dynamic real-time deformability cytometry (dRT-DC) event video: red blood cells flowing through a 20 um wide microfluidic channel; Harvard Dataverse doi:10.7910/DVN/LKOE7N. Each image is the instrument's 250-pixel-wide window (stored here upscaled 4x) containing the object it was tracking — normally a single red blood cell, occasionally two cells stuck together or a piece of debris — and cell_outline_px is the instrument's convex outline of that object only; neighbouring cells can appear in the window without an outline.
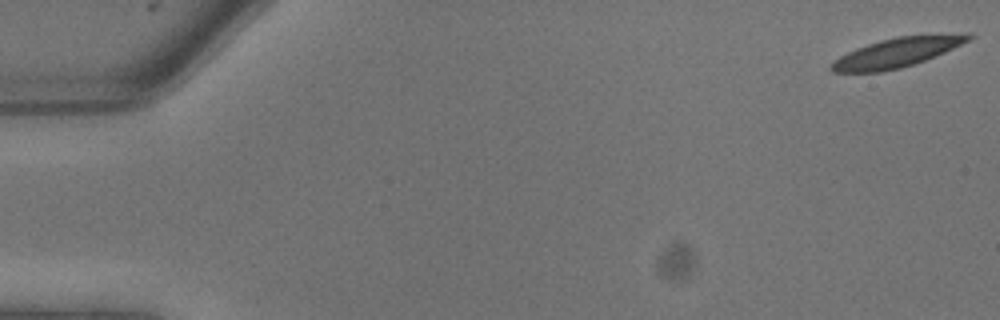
{"species": "common noctule bat (a hibernating species)", "species_latin": "Nyctalus noctula", "temperature_condition": "warm", "stored_images_in_passage": 8, "camera_frame_rate_fps": 3000, "um_per_image_px": 0.085, "animal": {"sex": "male", "body_mass_g": 13.3}, "frame": {"image": 1, "passage_image": 1, "time_ms": 0.0, "image_size_px": [1000, 320], "cell_outline_px": [[976, 36], [944, 52], [924, 60], [900, 68], [880, 72], [832, 72], [828, 68], [840, 56], [856, 48], [880, 40], [896, 36], [968, 32], [972, 32]], "centroid_in_image_um": [76.29, 4.44], "position_along_channel_um": 8.7, "area_um2": 23.47}}